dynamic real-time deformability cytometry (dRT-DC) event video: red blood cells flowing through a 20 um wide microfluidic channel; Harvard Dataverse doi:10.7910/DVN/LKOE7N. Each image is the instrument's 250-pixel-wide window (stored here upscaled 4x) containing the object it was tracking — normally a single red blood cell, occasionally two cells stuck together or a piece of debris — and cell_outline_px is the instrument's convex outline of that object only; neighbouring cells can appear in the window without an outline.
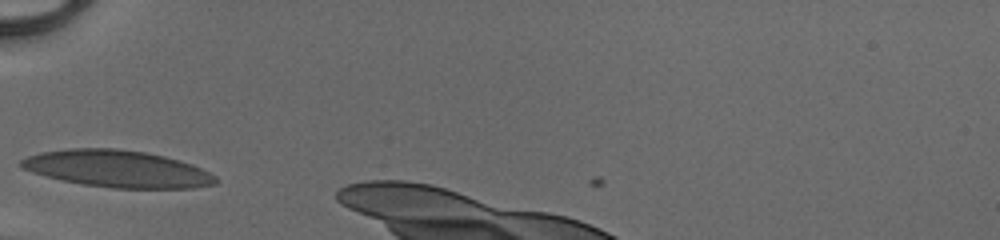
{"species": "human", "species_latin": "Homo sapiens", "temperature_condition": "cold", "stored_images_in_passage": 25, "camera_frame_rate_fps": 3000, "um_per_image_px": 0.085, "donor": {"sex": "male"}, "frame": {"image": 1, "passage_image": 1, "time_ms": 0.0, "image_size_px": [1000, 240], "cell_outline_px": [[216, 184], [192, 188], [112, 188], [84, 184], [60, 180], [32, 172], [20, 168], [20, 160], [28, 156], [44, 152], [68, 148], [116, 148], [144, 152], [164, 156], [192, 164], [216, 176]], "centroid_in_image_um": [9.96, 14.35], "position_along_channel_um": 75.0, "area_um2": 41.73}}
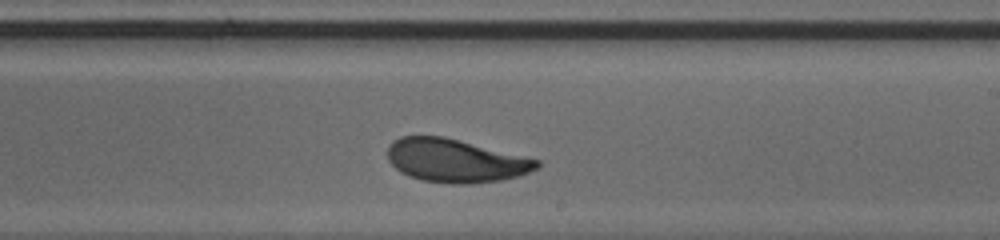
{"frame": {"image": 2, "passage_image": 14, "time_ms": 4.333, "image_size_px": [1000, 240], "cell_outline_px": [[540, 168], [516, 176], [500, 180], [468, 184], [448, 184], [420, 180], [408, 176], [400, 172], [388, 160], [388, 144], [392, 140], [400, 136], [444, 136], [540, 160]], "centroid_in_image_um": [38.68, 13.65], "position_along_channel_um": 250.3, "area_um2": 37.8}}
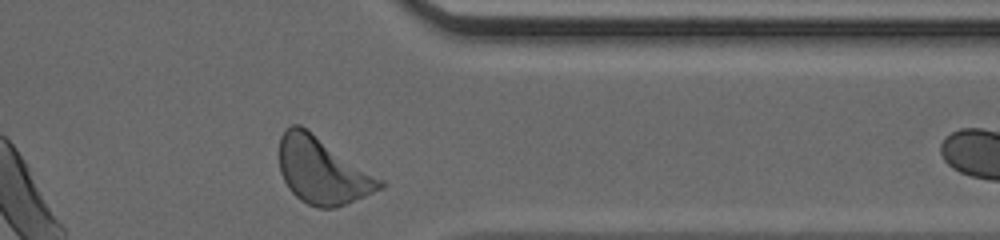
{"frame": {"image": 3, "passage_image": 24, "time_ms": 7.667, "image_size_px": [1000, 240], "cell_outline_px": [[384, 188], [336, 208], [316, 208], [300, 200], [288, 188], [280, 172], [280, 136], [292, 124], [300, 124], [384, 180]], "centroid_in_image_um": [27.41, 14.52], "position_along_channel_um": 384.0, "area_um2": 38.84}}